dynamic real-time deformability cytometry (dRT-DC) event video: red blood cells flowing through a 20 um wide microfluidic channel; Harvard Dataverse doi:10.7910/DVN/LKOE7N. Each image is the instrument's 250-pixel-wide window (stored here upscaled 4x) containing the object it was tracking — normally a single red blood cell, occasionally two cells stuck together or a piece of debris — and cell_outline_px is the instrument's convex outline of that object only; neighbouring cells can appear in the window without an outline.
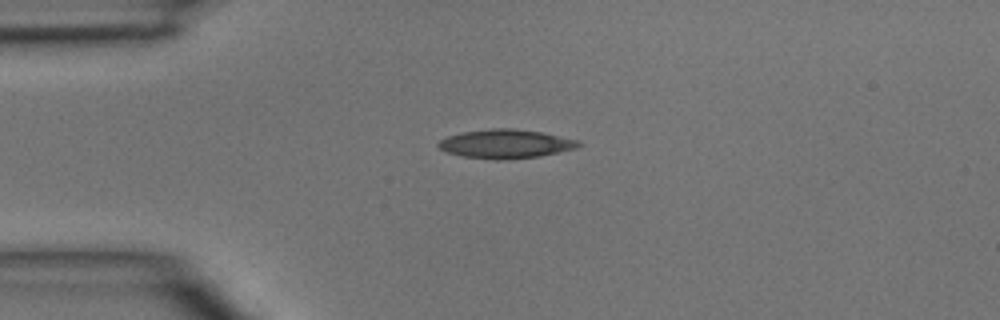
{"species": "common noctule bat (a hibernating species)", "species_latin": "Nyctalus noctula", "temperature_condition": "room temperature", "stored_images_in_passage": 36, "camera_frame_rate_fps": 3000, "um_per_image_px": 0.085, "animal": {"sex": "male", "body_mass_g": 15.6}, "frame": {"image": 1, "passage_image": 1, "time_ms": 0.0, "image_size_px": [1000, 320], "cell_outline_px": [[580, 144], [576, 148], [540, 156], [508, 160], [496, 160], [464, 156], [448, 152], [440, 148], [436, 144], [440, 140], [448, 136], [464, 132], [492, 128], [516, 128], [540, 132], [580, 140]], "centroid_in_image_um": [43.0, 12.23], "position_along_channel_um": 42.0, "area_um2": 23.47}}
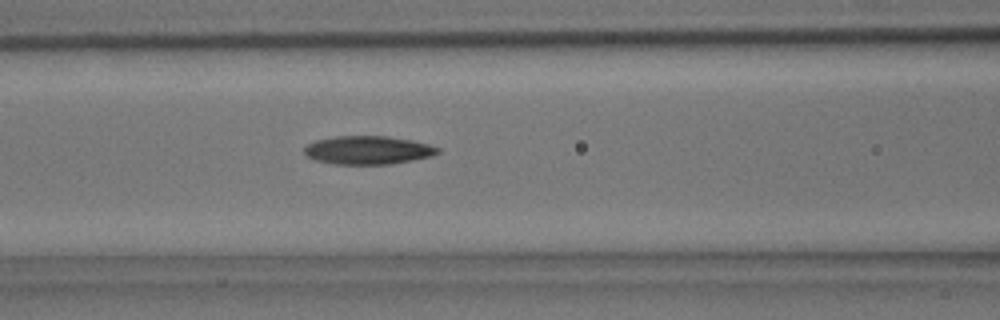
{"frame": {"image": 2, "passage_image": 9, "time_ms": 2.667, "image_size_px": [1000, 320], "cell_outline_px": [[440, 152], [432, 156], [392, 164], [332, 164], [316, 160], [308, 156], [304, 152], [304, 148], [308, 144], [316, 140], [336, 136], [388, 136], [412, 140], [428, 144], [440, 148]], "centroid_in_image_um": [31.3, 12.76], "position_along_channel_um": 135.3, "area_um2": 22.08}}
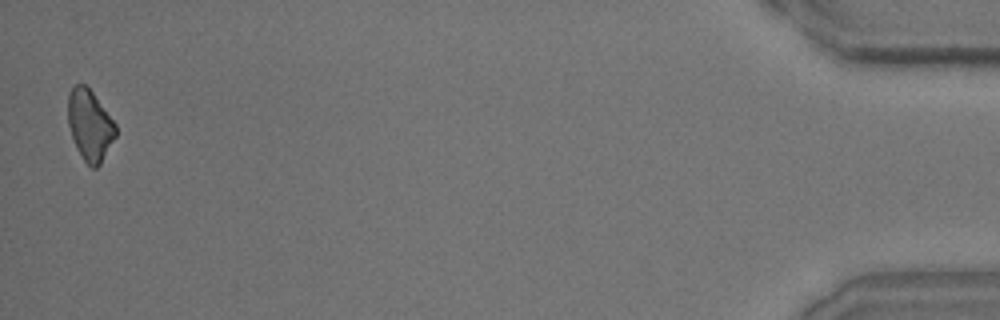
{"frame": {"image": 3, "passage_image": 36, "time_ms": 11.667, "image_size_px": [1000, 320], "cell_outline_px": [[116, 136], [100, 164], [96, 168], [92, 168], [84, 160], [76, 148], [68, 124], [68, 92], [76, 84], [84, 84], [92, 92], [116, 124]], "centroid_in_image_um": [7.63, 10.64], "position_along_channel_um": 427.6, "area_um2": 19.48}}